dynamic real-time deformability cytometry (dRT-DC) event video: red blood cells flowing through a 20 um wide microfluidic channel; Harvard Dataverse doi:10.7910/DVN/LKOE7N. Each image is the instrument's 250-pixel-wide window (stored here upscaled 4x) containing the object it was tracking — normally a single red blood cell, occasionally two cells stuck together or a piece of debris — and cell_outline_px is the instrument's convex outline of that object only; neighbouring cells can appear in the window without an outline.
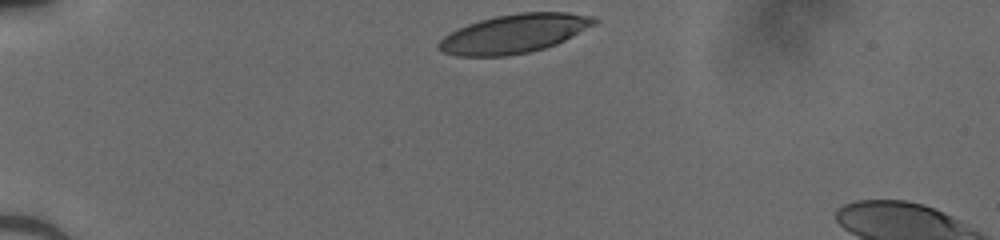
{"species": "human", "species_latin": "Homo sapiens", "temperature_condition": "cold", "stored_images_in_passage": 31, "camera_frame_rate_fps": 3000, "um_per_image_px": 0.085, "donor": {"sex": "male"}, "frame": {"image": 1, "passage_image": 1, "time_ms": 0.0, "image_size_px": [1000, 240], "cell_outline_px": [[600, 20], [596, 24], [556, 44], [544, 48], [528, 52], [508, 56], [456, 56], [444, 52], [436, 48], [436, 44], [444, 36], [468, 24], [480, 20], [496, 16], [520, 12], [568, 12], [596, 16]], "centroid_in_image_um": [43.73, 2.85], "position_along_channel_um": 41.3, "area_um2": 35.2}}
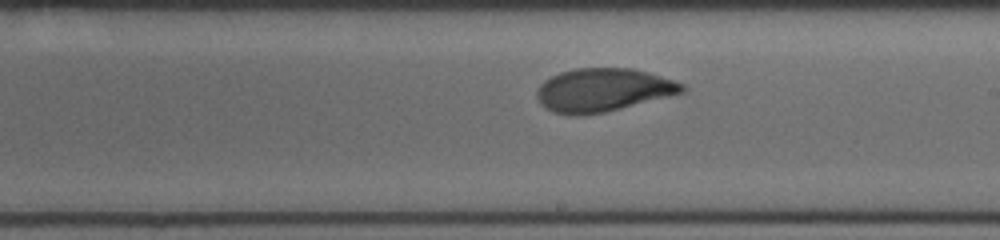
{"frame": {"image": 2, "passage_image": 19, "time_ms": 6.0, "image_size_px": [1000, 240], "cell_outline_px": [[688, 88], [684, 92], [604, 112], [580, 116], [568, 116], [552, 112], [540, 104], [536, 96], [536, 92], [540, 84], [544, 80], [560, 72], [576, 68], [632, 68], [648, 72], [684, 84]], "centroid_in_image_um": [51.21, 7.66], "position_along_channel_um": 237.8, "area_um2": 36.65}}
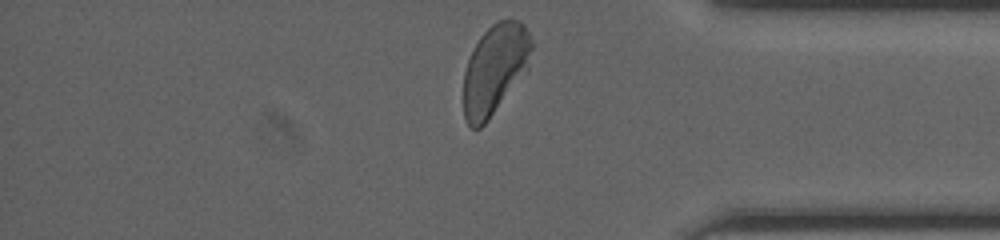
{"frame": {"image": 3, "passage_image": 31, "time_ms": 10.0, "image_size_px": [1000, 240], "cell_outline_px": [[532, 48], [528, 68], [488, 120], [480, 128], [472, 128], [468, 124], [464, 116], [464, 72], [468, 60], [480, 36], [496, 20], [508, 16], [520, 20], [524, 24], [532, 40]], "centroid_in_image_um": [42.08, 5.82], "position_along_channel_um": 393.1, "area_um2": 35.6}}